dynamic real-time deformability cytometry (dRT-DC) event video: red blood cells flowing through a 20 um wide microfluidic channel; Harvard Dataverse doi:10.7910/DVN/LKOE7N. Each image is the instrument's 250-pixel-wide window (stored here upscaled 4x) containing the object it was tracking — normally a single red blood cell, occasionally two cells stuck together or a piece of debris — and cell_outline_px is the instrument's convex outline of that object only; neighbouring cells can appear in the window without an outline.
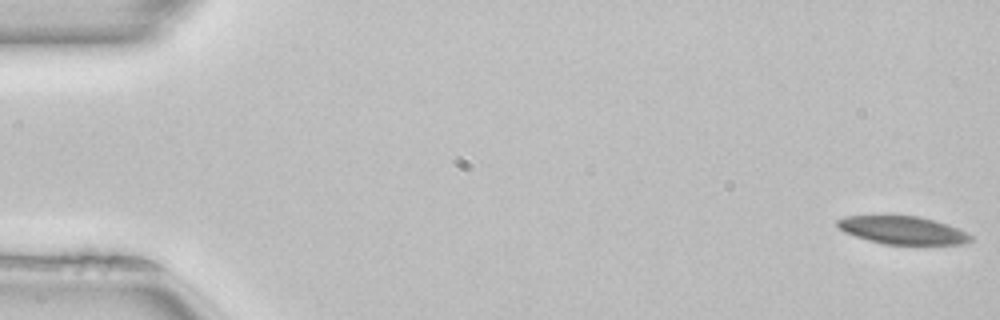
{"species": "common noctule bat (a hibernating species)", "species_latin": "Nyctalus noctula", "temperature_condition": "room temperature", "stored_images_in_passage": 16, "camera_frame_rate_fps": 3000, "um_per_image_px": 0.085, "animal": {"sex": "female", "body_mass_g": 22.7, "forearm_length_mm": 54.2}, "frame": {"image": 1, "passage_image": 1, "time_ms": 0.0, "image_size_px": [1000, 320], "cell_outline_px": [[972, 240], [964, 244], [884, 244], [868, 240], [844, 232], [836, 224], [836, 220], [844, 216], [920, 216], [948, 224], [968, 232], [972, 236]], "centroid_in_image_um": [76.75, 19.56], "position_along_channel_um": 8.2, "area_um2": 21.68}}
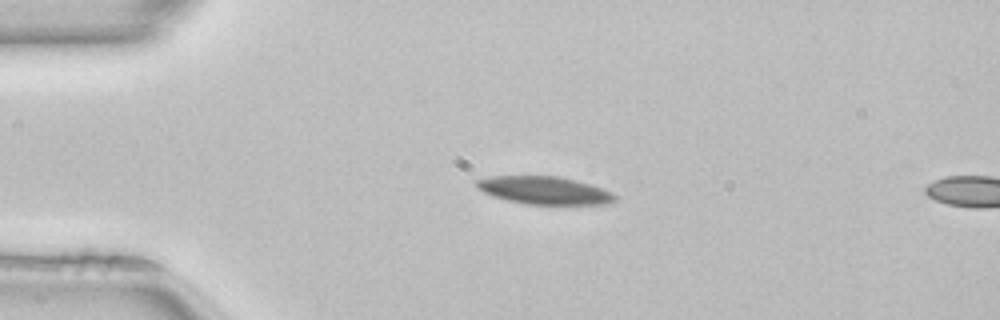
{"frame": {"image": 2, "passage_image": 12, "time_ms": 3.667, "image_size_px": [1000, 320], "cell_outline_px": [[616, 200], [612, 204], [524, 204], [492, 196], [476, 188], [476, 180], [492, 176], [556, 176], [576, 180], [592, 184], [604, 188], [612, 192], [616, 196]], "centroid_in_image_um": [46.31, 16.18], "position_along_channel_um": 38.7, "area_um2": 22.54}}